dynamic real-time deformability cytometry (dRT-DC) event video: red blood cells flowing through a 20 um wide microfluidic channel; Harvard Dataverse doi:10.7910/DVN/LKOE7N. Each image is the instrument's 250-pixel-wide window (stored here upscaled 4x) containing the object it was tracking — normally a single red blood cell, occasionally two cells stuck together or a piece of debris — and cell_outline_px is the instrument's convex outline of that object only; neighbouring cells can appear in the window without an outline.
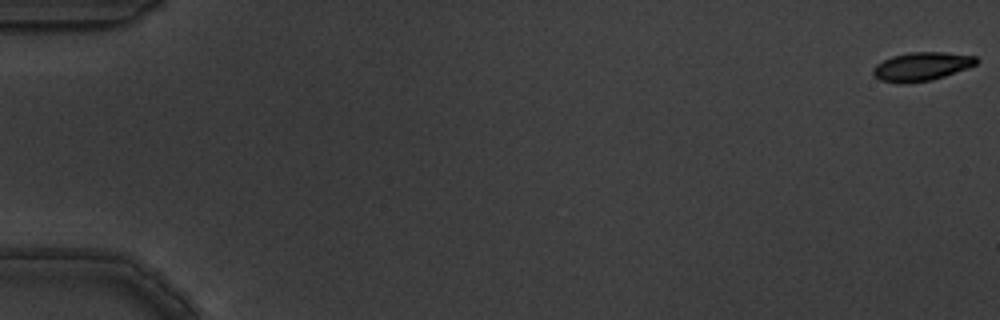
{"species": "common noctule bat (a hibernating species)", "species_latin": "Nyctalus noctula", "temperature_condition": "warm", "stored_images_in_passage": 6, "camera_frame_rate_fps": 3000, "um_per_image_px": 0.085, "animal": {"sex": "male", "body_mass_g": 19.5, "forearm_length_mm": 54.6}, "frame": {"image": 1, "passage_image": 1, "time_ms": 0.0, "image_size_px": [1000, 320], "cell_outline_px": [[980, 60], [976, 64], [968, 68], [932, 80], [908, 84], [900, 84], [880, 80], [872, 72], [872, 68], [876, 64], [892, 56], [912, 52], [944, 52], [976, 56]], "centroid_in_image_um": [78.34, 5.66], "position_along_channel_um": 6.7, "area_um2": 17.34}}